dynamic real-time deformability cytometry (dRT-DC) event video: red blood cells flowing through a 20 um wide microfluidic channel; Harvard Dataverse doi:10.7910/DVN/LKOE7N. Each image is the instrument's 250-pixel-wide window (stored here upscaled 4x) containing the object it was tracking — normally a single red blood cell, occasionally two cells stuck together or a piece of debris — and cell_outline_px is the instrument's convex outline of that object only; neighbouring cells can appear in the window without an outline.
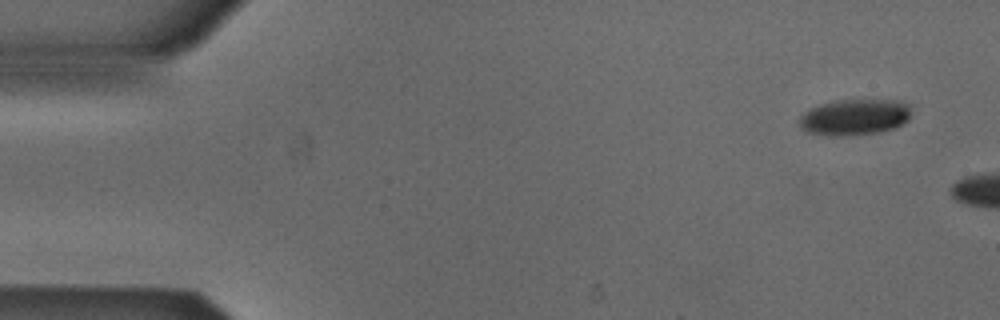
{"species": "Egyptian fruit bat (a non-hibernating species)", "species_latin": "Rousettus aegyptiacus", "temperature_condition": "cold", "stored_images_in_passage": 5, "camera_frame_rate_fps": 3000, "um_per_image_px": 0.085, "animal": {"sex": "male"}, "frame": {"image": 1, "passage_image": 1, "time_ms": 0.0, "image_size_px": [1000, 320], "cell_outline_px": [[912, 112], [908, 120], [904, 124], [896, 128], [880, 132], [832, 136], [808, 132], [800, 128], [800, 116], [804, 112], [820, 104], [836, 100], [900, 100], [908, 104]], "centroid_in_image_um": [72.68, 9.95], "position_along_channel_um": 12.3, "area_um2": 23.58}}